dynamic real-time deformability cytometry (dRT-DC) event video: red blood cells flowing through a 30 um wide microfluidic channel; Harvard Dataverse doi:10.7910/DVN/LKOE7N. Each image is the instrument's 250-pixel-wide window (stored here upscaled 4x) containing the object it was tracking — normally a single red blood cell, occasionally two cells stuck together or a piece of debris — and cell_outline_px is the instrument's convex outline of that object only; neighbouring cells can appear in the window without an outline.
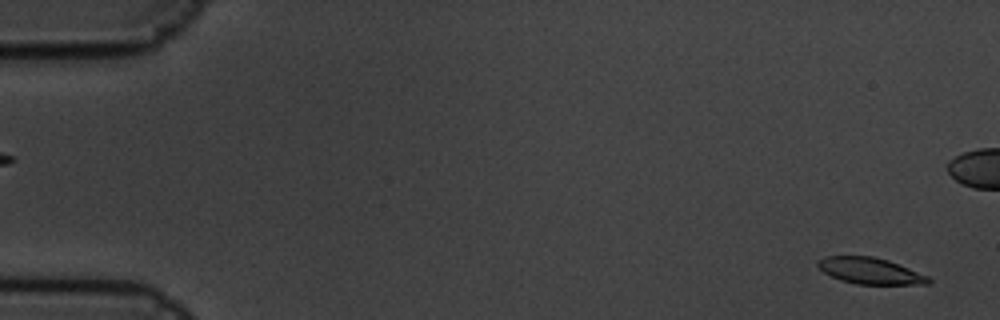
{"species": "common noctule bat (a hibernating species)", "species_latin": "Nyctalus noctula", "temperature_condition": "cold", "stored_images_in_passage": 2, "segment_of_instrument_passage": [2, 2], "camera_frame_rate_fps": 3000, "um_per_image_px": 0.085, "animal": {"sex": "male", "body_mass_g": 19.5, "forearm_length_mm": 54.6}, "frame": {"image": 1, "passage_image": 2, "time_ms": 0.333, "image_size_px": [1000, 320], "cell_outline_px": [[932, 280], [928, 284], [856, 284], [840, 280], [824, 272], [816, 264], [816, 260], [824, 256], [872, 256], [888, 260], [928, 276]], "centroid_in_image_um": [73.93, 23.02], "position_along_channel_um": 11.1, "area_um2": 16.88}}